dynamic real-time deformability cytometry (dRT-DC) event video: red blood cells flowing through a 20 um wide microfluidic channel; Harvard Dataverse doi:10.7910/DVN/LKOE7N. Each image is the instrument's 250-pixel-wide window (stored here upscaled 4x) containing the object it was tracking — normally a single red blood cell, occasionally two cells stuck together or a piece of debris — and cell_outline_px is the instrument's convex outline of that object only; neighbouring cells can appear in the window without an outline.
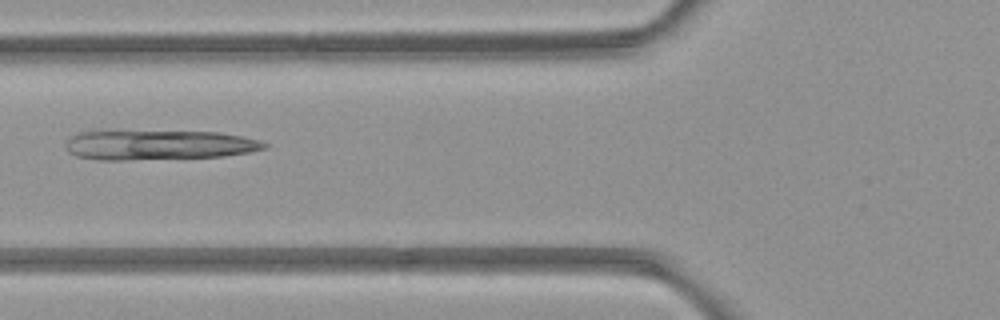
{"species": "common noctule bat (a hibernating species)", "species_latin": "Nyctalus noctula", "temperature_condition": "room temperature", "stored_images_in_passage": 6, "camera_frame_rate_fps": 3000, "um_per_image_px": 0.085, "animal": {"sex": "female", "body_mass_g": 21.9}, "frame": {"image": 1, "passage_image": 6, "time_ms": 6.0, "image_size_px": [1000, 320], "cell_outline_px": [[268, 144], [264, 148], [248, 152], [224, 156], [124, 160], [96, 160], [76, 156], [68, 152], [68, 140], [72, 136], [80, 132], [96, 128], [220, 132], [260, 140]], "centroid_in_image_um": [13.38, 12.27], "position_along_channel_um": 112.4, "area_um2": 35.78}}